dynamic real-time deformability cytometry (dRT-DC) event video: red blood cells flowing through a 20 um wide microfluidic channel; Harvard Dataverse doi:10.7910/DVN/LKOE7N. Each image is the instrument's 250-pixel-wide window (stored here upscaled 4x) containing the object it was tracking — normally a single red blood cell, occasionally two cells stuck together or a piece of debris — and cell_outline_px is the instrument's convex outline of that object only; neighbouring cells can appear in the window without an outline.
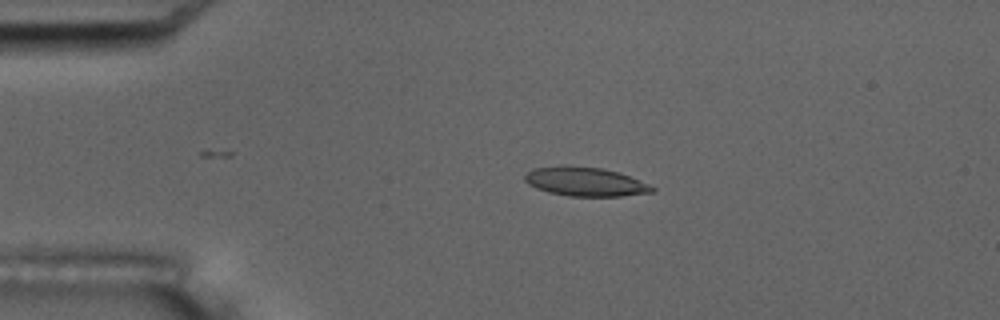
{"species": "common noctule bat (a hibernating species)", "species_latin": "Nyctalus noctula", "temperature_condition": "room temperature", "stored_images_in_passage": 5, "camera_frame_rate_fps": 3000, "um_per_image_px": 0.085, "animal": {"sex": "male", "body_mass_g": 17.5, "forearm_length_mm": 52.3}, "frame": {"image": 1, "passage_image": 4, "time_ms": 3.667, "image_size_px": [1000, 320], "cell_outline_px": [[656, 188], [652, 192], [620, 196], [568, 196], [548, 192], [536, 188], [528, 184], [524, 180], [524, 176], [532, 168], [560, 164], [568, 164], [600, 168], [620, 172]], "centroid_in_image_um": [49.68, 15.42], "position_along_channel_um": 35.3, "area_um2": 21.73}}